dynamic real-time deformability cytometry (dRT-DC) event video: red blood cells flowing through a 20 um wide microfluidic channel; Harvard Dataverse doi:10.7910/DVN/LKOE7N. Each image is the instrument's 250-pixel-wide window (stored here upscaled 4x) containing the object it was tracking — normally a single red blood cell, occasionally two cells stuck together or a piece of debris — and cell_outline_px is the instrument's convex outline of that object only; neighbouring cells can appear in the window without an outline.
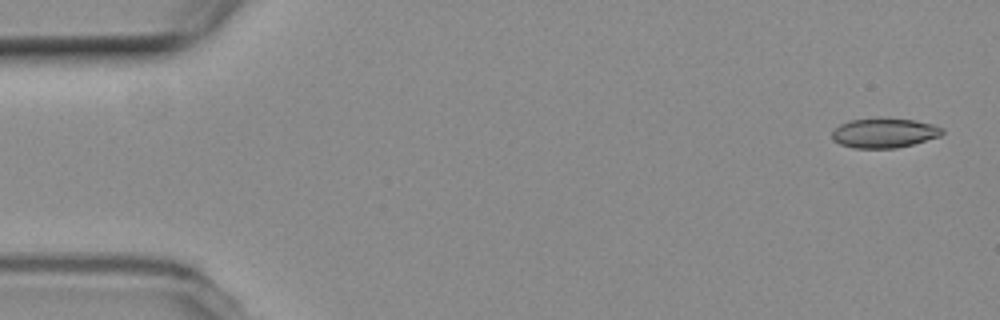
{"species": "common noctule bat (a hibernating species)", "species_latin": "Nyctalus noctula", "temperature_condition": "room temperature", "stored_images_in_passage": 5, "camera_frame_rate_fps": 3000, "um_per_image_px": 0.085, "animal": {"sex": "female", "body_mass_g": 19.3, "forearm_length_mm": 54.1}, "frame": {"image": 1, "passage_image": 1, "time_ms": 0.0, "image_size_px": [1000, 320], "cell_outline_px": [[944, 132], [940, 136], [912, 144], [896, 148], [852, 148], [840, 144], [832, 140], [832, 132], [840, 124], [848, 120], [916, 120], [932, 124], [944, 128]], "centroid_in_image_um": [75.15, 11.33], "position_along_channel_um": 9.8, "area_um2": 18.55}}
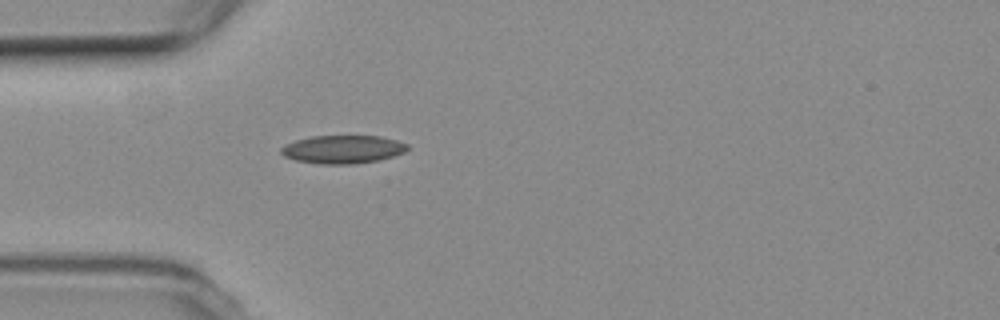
{"frame": {"image": 2, "passage_image": 5, "time_ms": 4.667, "image_size_px": [1000, 320], "cell_outline_px": [[408, 148], [404, 152], [380, 160], [352, 164], [320, 164], [296, 160], [284, 156], [280, 152], [280, 148], [296, 140], [312, 136], [380, 136], [396, 140], [408, 144]], "centroid_in_image_um": [29.14, 12.69], "position_along_channel_um": 55.9, "area_um2": 20.63}}